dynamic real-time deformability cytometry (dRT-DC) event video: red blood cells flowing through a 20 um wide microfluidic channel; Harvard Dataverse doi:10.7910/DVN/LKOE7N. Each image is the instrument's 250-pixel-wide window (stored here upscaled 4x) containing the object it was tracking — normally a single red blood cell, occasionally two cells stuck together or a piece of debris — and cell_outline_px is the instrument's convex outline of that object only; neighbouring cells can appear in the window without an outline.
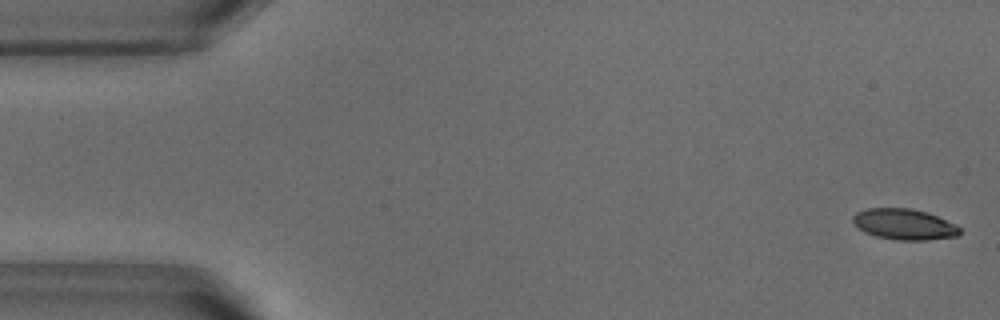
{"species": "common noctule bat (a hibernating species)", "species_latin": "Nyctalus noctula", "temperature_condition": "warm", "stored_images_in_passage": 52, "camera_frame_rate_fps": 3000, "um_per_image_px": 0.085, "animal": {"sex": "male", "body_mass_g": 18.8}, "frame": {"image": 1, "passage_image": 1, "time_ms": 0.0, "image_size_px": [1000, 320], "cell_outline_px": [[960, 232], [956, 236], [928, 240], [896, 240], [876, 236], [864, 232], [852, 224], [852, 216], [856, 212], [868, 208], [912, 208], [928, 212], [956, 224], [960, 228]], "centroid_in_image_um": [76.83, 19.06], "position_along_channel_um": 8.2, "area_um2": 19.42}}
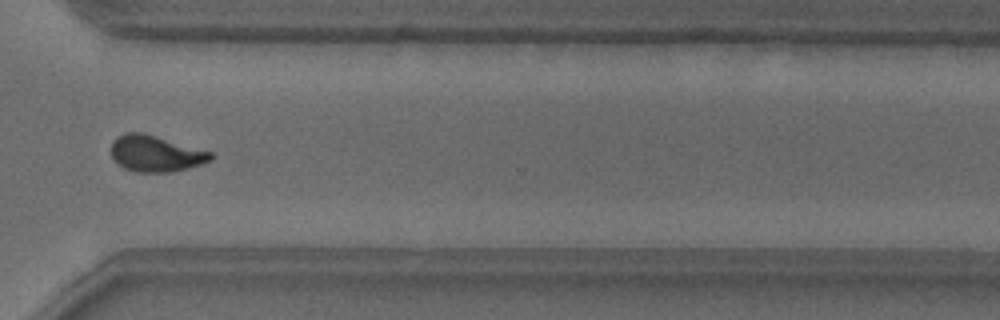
{"frame": {"image": 2, "passage_image": 38, "time_ms": 12.333, "image_size_px": [1000, 320], "cell_outline_px": [[216, 156], [212, 160], [188, 168], [172, 172], [136, 172], [124, 168], [112, 160], [112, 140], [116, 136], [124, 132], [144, 132], [212, 152]], "centroid_in_image_um": [13.22, 13.04], "position_along_channel_um": 357.4, "area_um2": 21.33}}
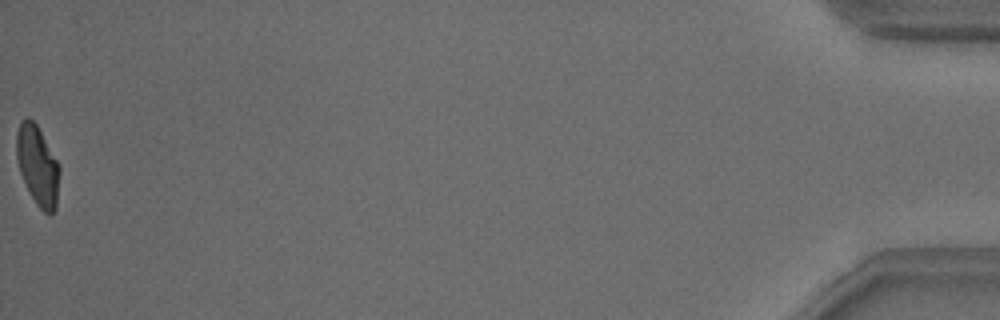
{"frame": {"image": 3, "passage_image": 52, "time_ms": 17.0, "image_size_px": [1000, 320], "cell_outline_px": [[60, 172], [56, 208], [48, 216], [36, 204], [20, 172], [16, 156], [16, 132], [20, 120], [28, 116], [36, 124], [60, 164]], "centroid_in_image_um": [3.2, 14.04], "position_along_channel_um": 432.0, "area_um2": 20.06}, "authors_computed_cell_mechanics": {"area_um2": 20.8369, "velocity_mm_per_s": 3.8377, "shape_relaxation_time_tau1_ms": 3.0286, "shape_relaxation_time_tau2_ms": 1.2867, "deformation_change_tau1": 0.1751, "deformation_change_tau2": 0.0801}}